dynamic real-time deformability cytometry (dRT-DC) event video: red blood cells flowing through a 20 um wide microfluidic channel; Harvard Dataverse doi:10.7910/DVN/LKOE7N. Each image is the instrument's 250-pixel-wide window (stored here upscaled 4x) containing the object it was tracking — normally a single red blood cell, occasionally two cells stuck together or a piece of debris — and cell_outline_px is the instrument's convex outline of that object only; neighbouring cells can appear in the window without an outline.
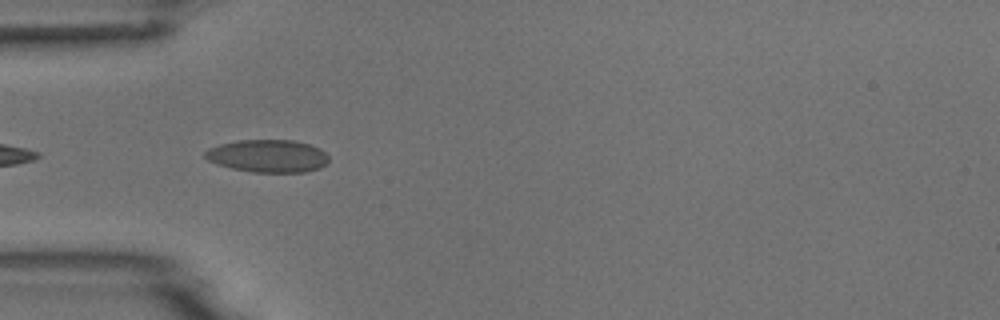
{"species": "common noctule bat (a hibernating species)", "species_latin": "Nyctalus noctula", "temperature_condition": "room temperature", "stored_images_in_passage": 6, "camera_frame_rate_fps": 3000, "um_per_image_px": 0.085, "animal": {"sex": "male", "body_mass_g": 18.8}, "frame": {"image": 1, "passage_image": 5, "time_ms": 4.667, "image_size_px": [1000, 320], "cell_outline_px": [[328, 164], [320, 168], [304, 172], [252, 172], [232, 168], [216, 164], [208, 160], [204, 156], [204, 152], [208, 148], [220, 144], [236, 140], [292, 140], [308, 144], [320, 148], [328, 156]], "centroid_in_image_um": [22.76, 13.26], "position_along_channel_um": 62.2, "area_um2": 23.64}}